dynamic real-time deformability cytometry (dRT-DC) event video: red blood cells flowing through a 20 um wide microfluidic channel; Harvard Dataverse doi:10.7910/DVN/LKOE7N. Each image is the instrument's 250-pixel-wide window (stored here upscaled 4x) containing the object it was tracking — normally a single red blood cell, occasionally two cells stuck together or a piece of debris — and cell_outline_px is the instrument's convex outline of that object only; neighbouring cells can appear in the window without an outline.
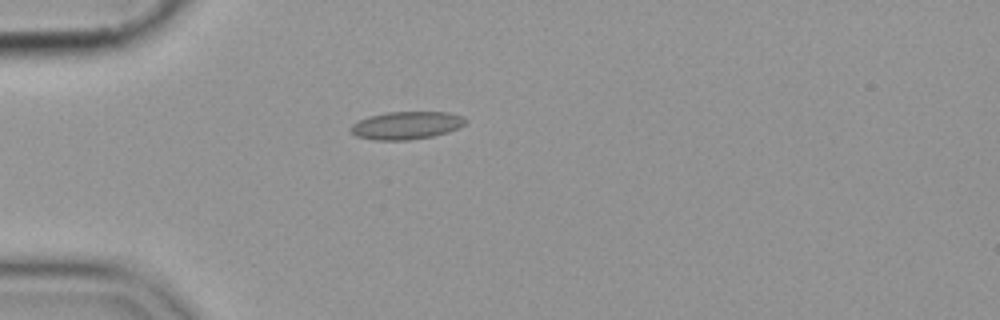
{"species": "common noctule bat (a hibernating species)", "species_latin": "Nyctalus noctula", "temperature_condition": "cold", "stored_images_in_passage": 36, "camera_frame_rate_fps": 3000, "um_per_image_px": 0.085, "animal": {"sex": "female", "body_mass_g": 19.9}, "frame": {"image": 1, "passage_image": 1, "time_ms": 0.0, "image_size_px": [1000, 320], "cell_outline_px": [[468, 120], [464, 124], [448, 132], [432, 136], [408, 140], [372, 140], [356, 136], [348, 128], [352, 124], [368, 116], [388, 112], [448, 112], [464, 116]], "centroid_in_image_um": [34.53, 10.65], "position_along_channel_um": 50.5, "area_um2": 18.61}}
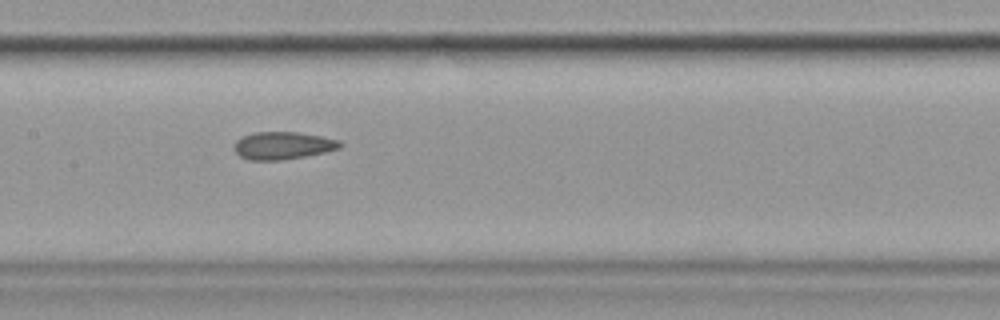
{"frame": {"image": 2, "passage_image": 13, "time_ms": 4.0, "image_size_px": [1000, 320], "cell_outline_px": [[344, 144], [340, 148], [324, 152], [284, 160], [248, 160], [240, 156], [232, 148], [236, 140], [244, 136], [256, 132], [296, 132], [320, 136], [340, 140]], "centroid_in_image_um": [24.04, 12.37], "position_along_channel_um": 183.4, "area_um2": 16.99}}
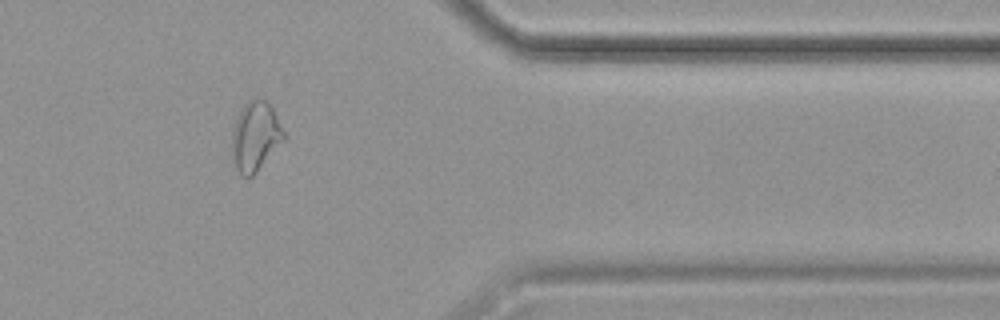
{"frame": {"image": 3, "passage_image": 31, "time_ms": 10.0, "image_size_px": [1000, 320], "cell_outline_px": [[284, 140], [256, 172], [252, 176], [244, 176], [236, 168], [232, 156], [232, 132], [236, 120], [244, 104], [248, 100], [256, 96], [264, 100], [272, 108], [284, 132]], "centroid_in_image_um": [21.69, 11.57], "position_along_channel_um": 389.7, "area_um2": 20.58}}